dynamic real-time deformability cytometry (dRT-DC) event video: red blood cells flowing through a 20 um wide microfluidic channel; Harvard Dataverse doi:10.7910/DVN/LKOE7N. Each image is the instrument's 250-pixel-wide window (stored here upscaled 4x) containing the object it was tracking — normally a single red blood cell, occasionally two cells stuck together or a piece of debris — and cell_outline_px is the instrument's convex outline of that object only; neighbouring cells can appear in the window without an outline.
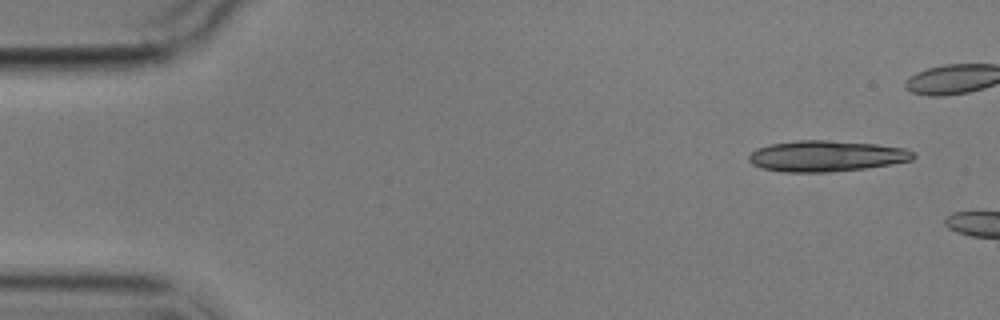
{"species": "common noctule bat (a hibernating species)", "species_latin": "Nyctalus noctula", "temperature_condition": "cold", "stored_images_in_passage": 6, "camera_frame_rate_fps": 3000, "um_per_image_px": 0.085, "animal": {"sex": "male", "body_mass_g": 17.9}, "frame": {"image": 1, "passage_image": 1, "time_ms": 0.0, "image_size_px": [1000, 320], "cell_outline_px": [[916, 156], [912, 160], [864, 168], [832, 172], [784, 172], [760, 168], [752, 164], [748, 160], [748, 156], [756, 148], [768, 144], [796, 140], [828, 140], [876, 144], [908, 148], [916, 152]], "centroid_in_image_um": [70.23, 13.26], "position_along_channel_um": 14.8, "area_um2": 29.94}}